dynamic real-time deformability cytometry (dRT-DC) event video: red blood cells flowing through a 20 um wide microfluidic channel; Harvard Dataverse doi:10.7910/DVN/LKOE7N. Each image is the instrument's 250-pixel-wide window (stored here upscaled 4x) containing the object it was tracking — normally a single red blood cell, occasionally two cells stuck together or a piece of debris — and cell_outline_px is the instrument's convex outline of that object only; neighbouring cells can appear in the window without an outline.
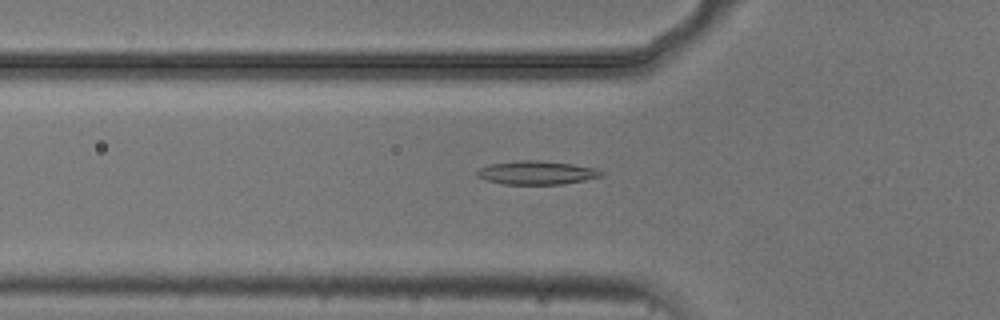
{"species": "common noctule bat (a hibernating species)", "species_latin": "Nyctalus noctula", "temperature_condition": "cold", "stored_images_in_passage": 39, "camera_frame_rate_fps": 3000, "um_per_image_px": 0.085, "animal": {"sex": "male", "body_mass_g": 20.5, "forearm_length_mm": 52.5}, "frame": {"image": 1, "passage_image": 3, "time_ms": 0.667, "image_size_px": [1000, 320], "cell_outline_px": [[604, 176], [564, 184], [504, 184], [484, 180], [476, 176], [476, 172], [480, 168], [492, 164], [520, 160], [536, 160], [572, 164], [596, 168], [604, 172]], "centroid_in_image_um": [45.63, 14.68], "position_along_channel_um": 80.2, "area_um2": 17.05}}
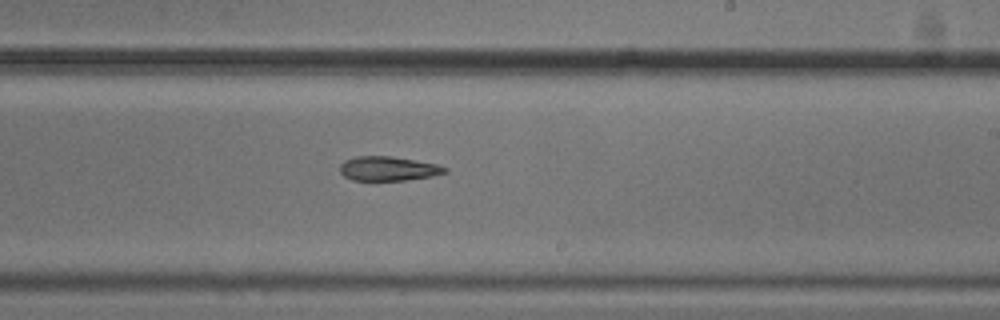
{"frame": {"image": 2, "passage_image": 17, "time_ms": 5.333, "image_size_px": [1000, 320], "cell_outline_px": [[448, 172], [432, 176], [404, 180], [352, 180], [344, 176], [340, 172], [340, 164], [344, 160], [356, 156], [392, 156], [436, 164], [448, 168]], "centroid_in_image_um": [32.98, 14.33], "position_along_channel_um": 256.0, "area_um2": 14.85}}
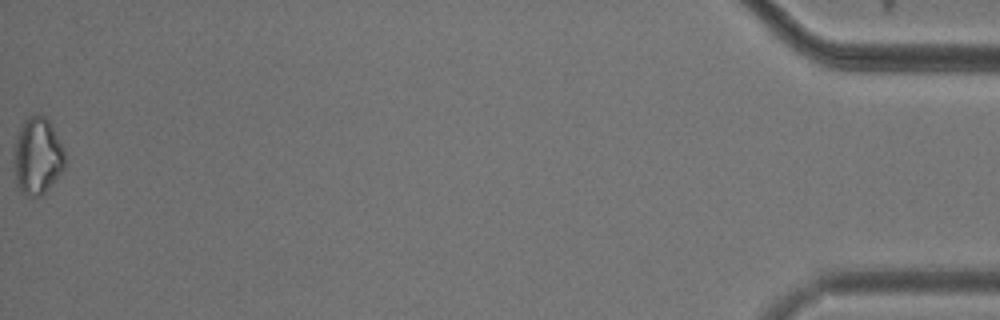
{"frame": {"image": 3, "passage_image": 39, "time_ms": 12.667, "image_size_px": [1000, 320], "cell_outline_px": [[64, 168], [48, 188], [40, 196], [28, 196], [20, 192], [16, 184], [12, 156], [20, 124], [28, 116], [36, 112], [44, 116], [48, 120], [64, 152]], "centroid_in_image_um": [3.12, 13.26], "position_along_channel_um": 432.1, "area_um2": 22.89}, "authors_computed_cell_mechanics": {"area_um2": 16.1262, "velocity_mm_per_s": 3.7464, "shape_relaxation_time_tau1_ms": 5.2314, "shape_relaxation_time_tau2_ms": 9.2909, "deformation_change_tau1": 0.1101, "deformation_change_tau2": 0.1844}}